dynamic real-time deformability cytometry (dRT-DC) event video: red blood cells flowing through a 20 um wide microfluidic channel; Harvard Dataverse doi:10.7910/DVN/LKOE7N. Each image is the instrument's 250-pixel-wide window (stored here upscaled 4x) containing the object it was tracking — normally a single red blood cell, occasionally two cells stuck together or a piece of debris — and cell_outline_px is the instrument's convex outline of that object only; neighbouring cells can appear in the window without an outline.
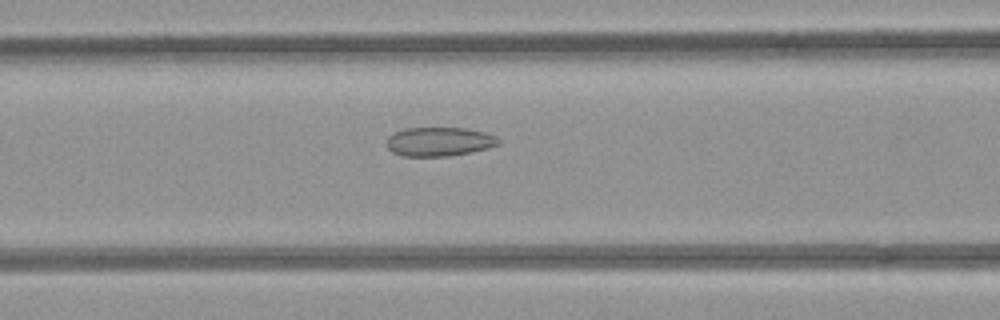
{"species": "common noctule bat (a hibernating species)", "species_latin": "Nyctalus noctula", "temperature_condition": "room temperature", "stored_images_in_passage": 22, "camera_frame_rate_fps": 3000, "um_per_image_px": 0.085, "animal": {"sex": "female", "body_mass_g": 21.9}, "frame": {"image": 1, "passage_image": 10, "time_ms": 3.0, "image_size_px": [1000, 320], "cell_outline_px": [[500, 144], [488, 148], [472, 152], [448, 156], [400, 156], [392, 152], [388, 148], [388, 136], [404, 128], [464, 128], [484, 132], [496, 136], [500, 140]], "centroid_in_image_um": [37.35, 12.04], "position_along_channel_um": 129.3, "area_um2": 18.9}}
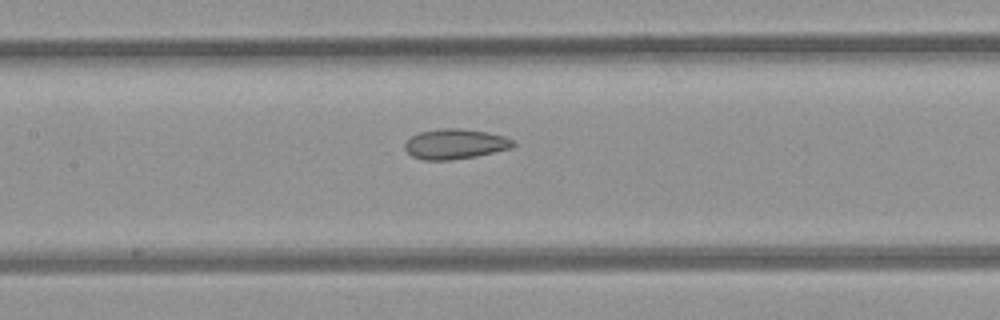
{"frame": {"image": 2, "passage_image": 13, "time_ms": 4.0, "image_size_px": [1000, 320], "cell_outline_px": [[516, 144], [512, 148], [476, 156], [452, 160], [424, 160], [412, 156], [404, 148], [404, 144], [412, 136], [420, 132], [440, 128], [460, 128], [488, 132], [504, 136], [512, 140]], "centroid_in_image_um": [38.69, 12.24], "position_along_channel_um": 168.7, "area_um2": 19.02}}